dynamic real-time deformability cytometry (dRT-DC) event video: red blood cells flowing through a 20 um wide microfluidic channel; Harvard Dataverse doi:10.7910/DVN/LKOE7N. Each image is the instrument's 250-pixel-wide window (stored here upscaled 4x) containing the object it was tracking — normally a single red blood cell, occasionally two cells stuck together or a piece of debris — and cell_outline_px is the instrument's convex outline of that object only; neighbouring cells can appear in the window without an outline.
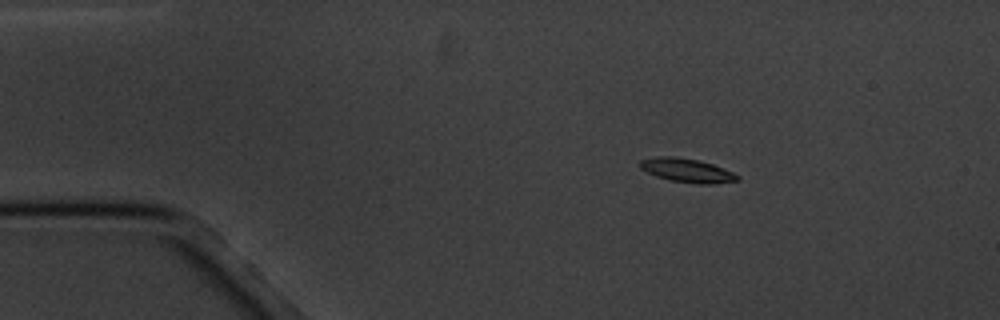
{"species": "common noctule bat (a hibernating species)", "species_latin": "Nyctalus noctula", "temperature_condition": "cold", "stored_images_in_passage": 4, "camera_frame_rate_fps": 3000, "um_per_image_px": 0.085, "animal": {"sex": "male", "body_mass_g": 20.1, "forearm_length_mm": 53.5}, "frame": {"image": 1, "passage_image": 2, "time_ms": 1.333, "image_size_px": [1000, 320], "cell_outline_px": [[740, 180], [712, 184], [696, 184], [668, 180], [656, 176], [640, 168], [640, 160], [660, 156], [676, 156], [700, 160], [712, 164], [732, 172], [740, 176]], "centroid_in_image_um": [58.4, 14.49], "position_along_channel_um": 26.6, "area_um2": 13.58}}